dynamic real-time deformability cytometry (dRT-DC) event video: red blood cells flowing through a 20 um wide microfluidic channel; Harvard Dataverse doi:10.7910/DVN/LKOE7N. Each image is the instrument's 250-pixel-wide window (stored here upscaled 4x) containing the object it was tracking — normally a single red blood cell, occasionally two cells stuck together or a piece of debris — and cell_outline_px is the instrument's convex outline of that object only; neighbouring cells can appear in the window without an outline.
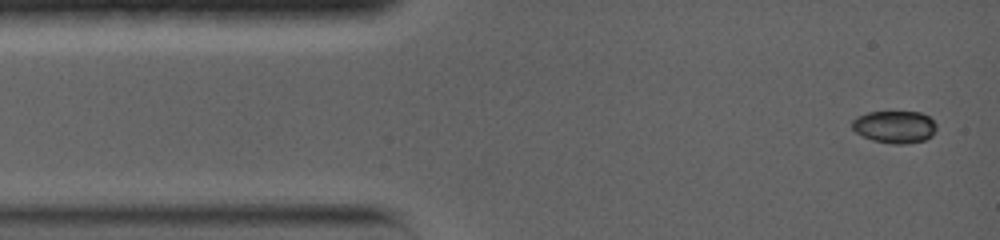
{"species": "common noctule bat (a hibernating species)", "species_latin": "Nyctalus noctula", "temperature_condition": "warm", "stored_images_in_passage": 6, "camera_frame_rate_fps": 5000, "um_per_image_px": 0.085, "animal": {"sex": "female", "body_mass_g": 19.0, "forearm_length_mm": 56.7}, "frame": {"image": 1, "passage_image": 1, "time_ms": 0.0, "image_size_px": [1000, 240], "cell_outline_px": [[936, 128], [932, 136], [924, 140], [904, 144], [892, 144], [872, 140], [856, 132], [852, 128], [852, 120], [856, 116], [868, 112], [920, 112], [928, 116], [936, 124]], "centroid_in_image_um": [76.03, 10.78], "position_along_channel_um": 9.0, "area_um2": 15.9}}
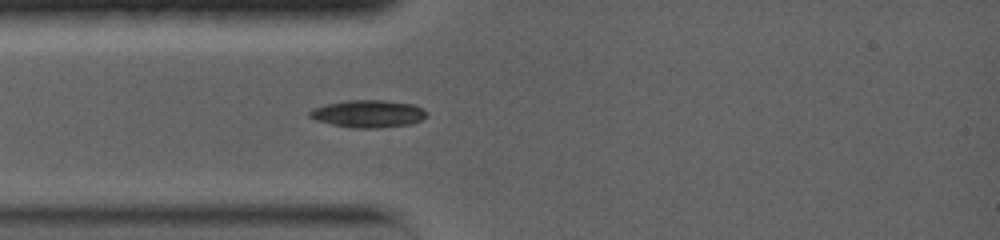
{"frame": {"image": 2, "passage_image": 6, "time_ms": 3.0, "image_size_px": [1000, 240], "cell_outline_px": [[424, 116], [420, 120], [412, 124], [380, 128], [352, 128], [332, 124], [316, 120], [308, 116], [308, 112], [312, 108], [324, 104], [344, 100], [384, 100], [412, 104], [420, 108], [424, 112]], "centroid_in_image_um": [31.21, 9.67], "position_along_channel_um": 53.8, "area_um2": 18.67}}